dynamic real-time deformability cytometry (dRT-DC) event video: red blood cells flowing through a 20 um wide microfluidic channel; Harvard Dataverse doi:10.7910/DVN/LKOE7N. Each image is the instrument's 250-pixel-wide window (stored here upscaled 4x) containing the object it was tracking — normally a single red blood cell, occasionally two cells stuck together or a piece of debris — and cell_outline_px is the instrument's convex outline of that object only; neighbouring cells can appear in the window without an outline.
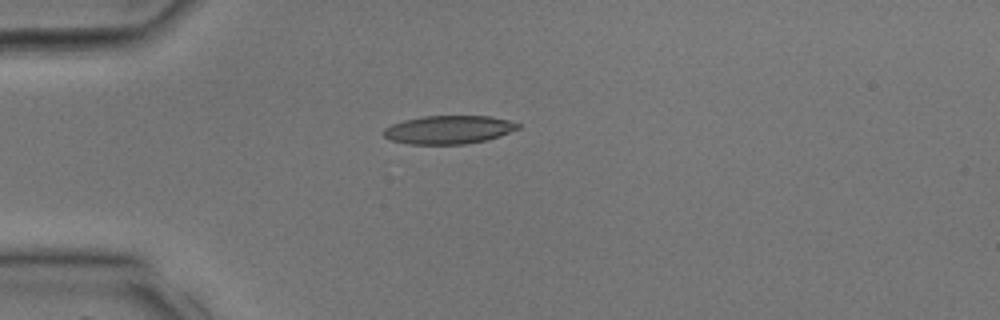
{"species": "common noctule bat (a hibernating species)", "species_latin": "Nyctalus noctula", "temperature_condition": "room temperature", "stored_images_in_passage": 22, "camera_frame_rate_fps": 3000, "um_per_image_px": 0.085, "animal": {"sex": "male", "body_mass_g": 17.9, "forearm_length_mm": 54.2}, "frame": {"image": 1, "passage_image": 1, "time_ms": 0.0, "image_size_px": [1000, 320], "cell_outline_px": [[520, 128], [500, 136], [488, 140], [464, 144], [412, 144], [392, 140], [384, 136], [380, 132], [384, 128], [392, 124], [404, 120], [424, 116], [488, 116], [508, 120], [520, 124]], "centroid_in_image_um": [38.14, 11.02], "position_along_channel_um": 46.9, "area_um2": 22.2}}
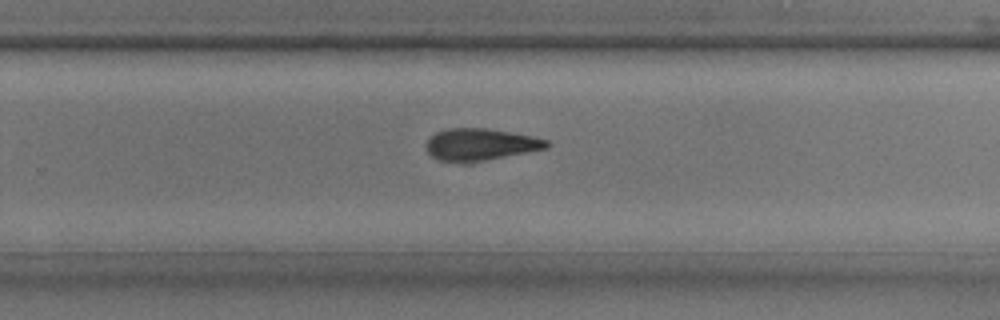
{"frame": {"image": 2, "passage_image": 14, "time_ms": 4.333, "image_size_px": [1000, 320], "cell_outline_px": [[548, 148], [472, 164], [464, 164], [440, 160], [432, 156], [428, 152], [428, 140], [436, 132], [448, 128], [484, 128], [532, 136], [548, 140]], "centroid_in_image_um": [40.85, 12.32], "position_along_channel_um": 289.0, "area_um2": 22.66}}
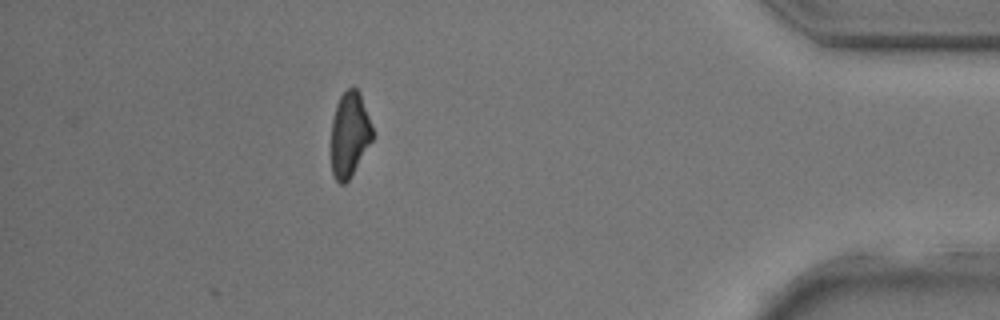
{"frame": {"image": 3, "passage_image": 22, "time_ms": 7.0, "image_size_px": [1000, 320], "cell_outline_px": [[372, 140], [352, 176], [344, 184], [340, 184], [336, 180], [332, 172], [332, 120], [336, 104], [340, 96], [352, 84], [360, 92], [372, 128]], "centroid_in_image_um": [29.71, 11.42], "position_along_channel_um": 405.5, "area_um2": 20.35}}